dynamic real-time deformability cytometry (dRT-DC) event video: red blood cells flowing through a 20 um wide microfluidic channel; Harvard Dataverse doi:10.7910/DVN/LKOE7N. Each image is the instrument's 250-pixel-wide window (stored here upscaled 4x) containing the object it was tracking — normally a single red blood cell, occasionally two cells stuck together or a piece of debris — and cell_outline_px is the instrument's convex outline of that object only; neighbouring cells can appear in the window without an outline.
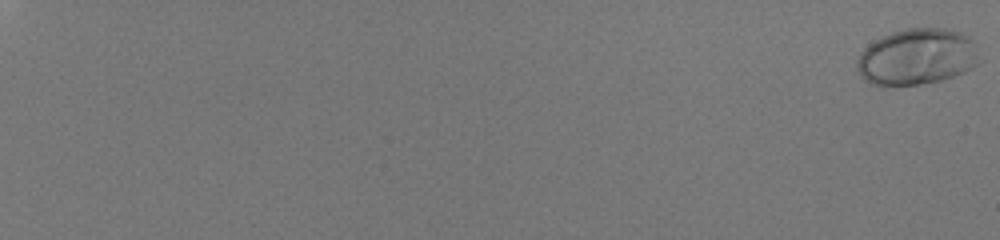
{"species": "human", "species_latin": "Homo sapiens", "temperature_condition": "room temperature", "stored_images_in_passage": 58, "camera_frame_rate_fps": 3000, "um_per_image_px": 0.085, "donor": {"sex": "male"}, "frame": {"image": 1, "passage_image": 1, "time_ms": 0.0, "image_size_px": [1000, 240], "cell_outline_px": [[976, 64], [972, 68], [964, 72], [940, 80], [920, 84], [884, 88], [880, 88], [868, 84], [860, 76], [856, 68], [856, 60], [860, 52], [868, 44], [892, 32], [908, 28], [944, 28], [960, 32], [968, 36], [972, 40]], "centroid_in_image_um": [77.81, 4.87], "position_along_channel_um": 7.2, "area_um2": 40.29}}
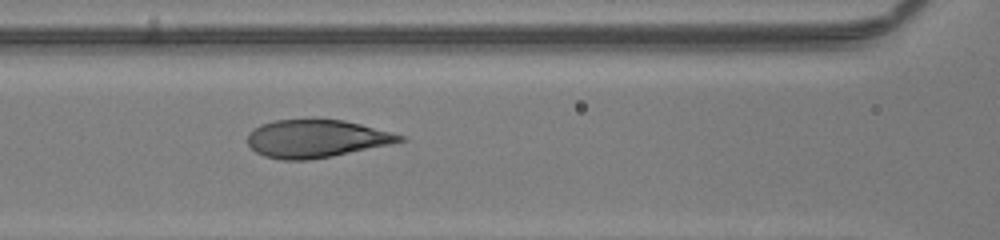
{"frame": {"image": 2, "passage_image": 33, "time_ms": 10.667, "image_size_px": [1000, 240], "cell_outline_px": [[408, 140], [392, 144], [332, 156], [308, 160], [280, 160], [264, 156], [256, 152], [248, 144], [248, 132], [252, 128], [260, 124], [272, 120], [344, 120], [392, 132], [404, 136]], "centroid_in_image_um": [26.87, 11.79], "position_along_channel_um": 139.7, "area_um2": 33.58}}
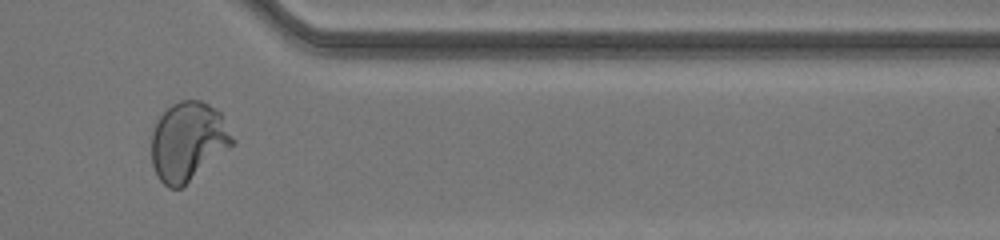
{"frame": {"image": 3, "passage_image": 52, "time_ms": 17.0, "image_size_px": [1000, 240], "cell_outline_px": [[236, 144], [180, 188], [168, 188], [160, 180], [152, 164], [152, 128], [156, 120], [172, 104], [180, 100], [200, 100], [216, 108], [220, 112], [236, 140]], "centroid_in_image_um": [16.01, 12.0], "position_along_channel_um": 395.4, "area_um2": 37.4}, "authors_computed_cell_mechanics": {"area_um2": 35.0268, "velocity_mm_per_s": 4.0858, "shape_relaxation_time_tau1_ms": 3.4371, "shape_relaxation_time_tau2_ms": null, "deformation_change_tau1": 0.2048, "deformation_change_tau2": null}}